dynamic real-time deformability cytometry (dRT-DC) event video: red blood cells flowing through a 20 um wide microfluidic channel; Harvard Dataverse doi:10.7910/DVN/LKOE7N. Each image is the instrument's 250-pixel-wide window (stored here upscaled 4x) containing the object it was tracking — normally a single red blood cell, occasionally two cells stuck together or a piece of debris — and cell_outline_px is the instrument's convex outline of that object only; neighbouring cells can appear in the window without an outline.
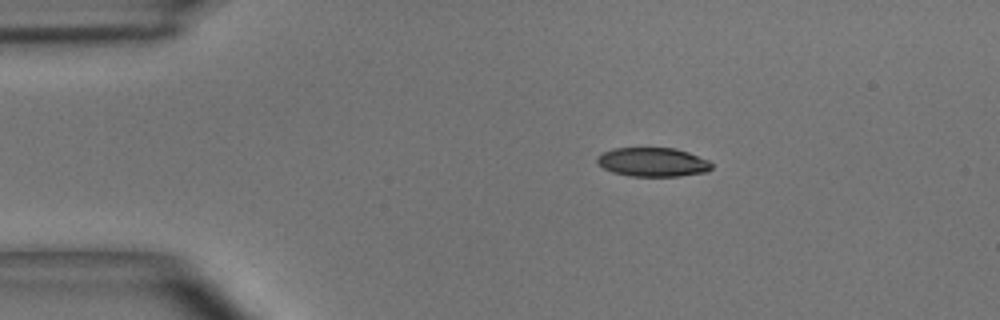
{"species": "common noctule bat (a hibernating species)", "species_latin": "Nyctalus noctula", "temperature_condition": "room temperature", "stored_images_in_passage": 4, "camera_frame_rate_fps": 3000, "um_per_image_px": 0.085, "animal": {"sex": "male", "body_mass_g": 15.6}, "frame": {"image": 1, "passage_image": 1, "time_ms": 0.0, "image_size_px": [1000, 320], "cell_outline_px": [[712, 168], [708, 172], [680, 176], [632, 176], [612, 172], [596, 164], [596, 156], [612, 148], [676, 148], [688, 152], [708, 160], [712, 164]], "centroid_in_image_um": [55.47, 13.78], "position_along_channel_um": 29.5, "area_um2": 19.48}}
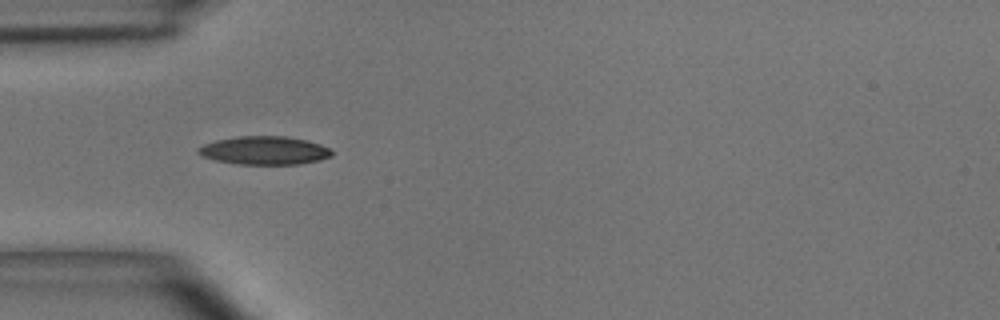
{"frame": {"image": 2, "passage_image": 3, "time_ms": 0.667, "image_size_px": [1000, 320], "cell_outline_px": [[332, 156], [320, 160], [300, 164], [236, 164], [216, 160], [200, 156], [196, 152], [196, 148], [204, 144], [216, 140], [236, 136], [284, 136], [308, 140], [320, 144], [328, 148], [332, 152]], "centroid_in_image_um": [22.44, 12.79], "position_along_channel_um": 62.6, "area_um2": 22.2}}
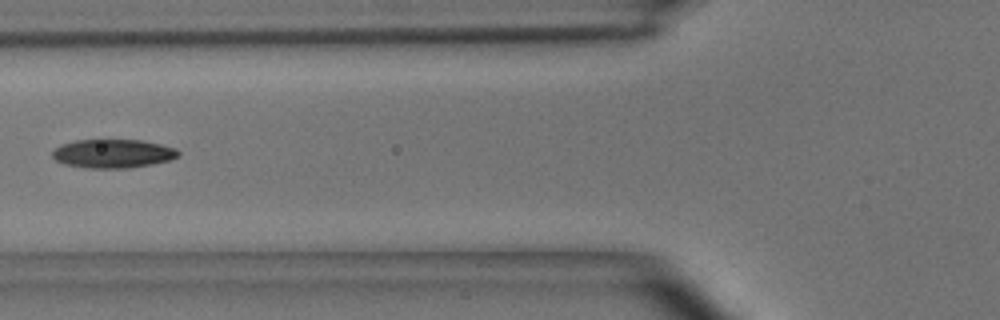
{"frame": {"image": 3, "passage_image": 4, "time_ms": 1.0, "image_size_px": [1000, 320], "cell_outline_px": [[180, 156], [168, 160], [152, 164], [128, 168], [88, 168], [64, 164], [56, 160], [52, 156], [52, 152], [60, 144], [76, 140], [144, 140], [176, 148], [180, 152]], "centroid_in_image_um": [9.61, 13.05], "position_along_channel_um": 116.2, "area_um2": 21.1}}